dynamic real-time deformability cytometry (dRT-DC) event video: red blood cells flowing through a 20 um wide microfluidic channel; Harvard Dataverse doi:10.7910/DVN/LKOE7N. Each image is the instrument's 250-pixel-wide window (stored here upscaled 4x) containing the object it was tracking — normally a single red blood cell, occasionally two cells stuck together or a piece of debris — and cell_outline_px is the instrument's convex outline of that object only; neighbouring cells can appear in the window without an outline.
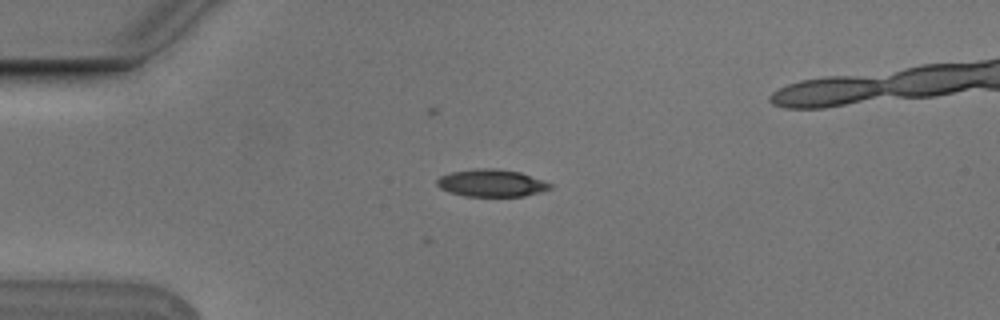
{"species": "Egyptian fruit bat (a non-hibernating species)", "species_latin": "Rousettus aegyptiacus", "temperature_condition": "cold", "stored_images_in_passage": 4, "camera_frame_rate_fps": 3000, "um_per_image_px": 0.085, "animal": {"sex": "male"}, "frame": {"image": 1, "passage_image": 3, "time_ms": 0.667, "image_size_px": [1000, 320], "cell_outline_px": [[552, 188], [540, 192], [524, 196], [464, 196], [448, 192], [440, 188], [436, 184], [436, 180], [440, 176], [452, 172], [476, 168], [492, 168], [520, 172], [552, 184]], "centroid_in_image_um": [41.75, 15.56], "position_along_channel_um": 43.3, "area_um2": 17.98}}